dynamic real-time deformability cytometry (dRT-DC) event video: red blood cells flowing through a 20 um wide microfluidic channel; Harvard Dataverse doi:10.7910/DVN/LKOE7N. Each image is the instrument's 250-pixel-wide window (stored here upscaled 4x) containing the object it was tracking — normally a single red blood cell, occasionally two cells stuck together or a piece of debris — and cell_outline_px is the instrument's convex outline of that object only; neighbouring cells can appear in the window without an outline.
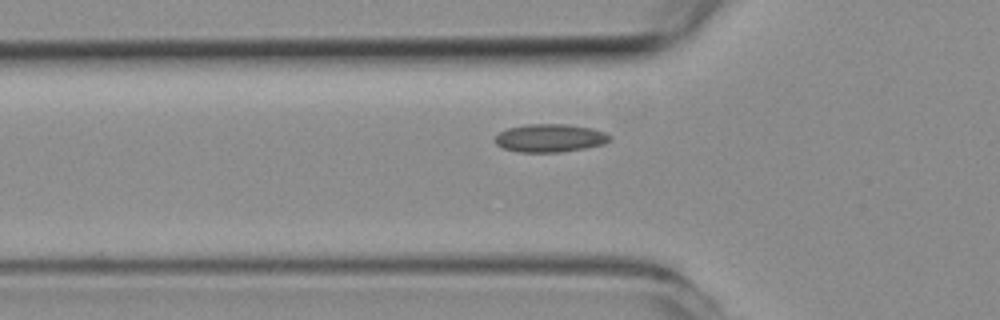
{"species": "common noctule bat (a hibernating species)", "species_latin": "Nyctalus noctula", "temperature_condition": "room temperature", "stored_images_in_passage": 38, "segment_of_instrument_passage": [1, 2], "camera_frame_rate_fps": 3000, "um_per_image_px": 0.085, "animal": {"sex": "female", "body_mass_g": 19.3, "forearm_length_mm": 54.1}, "frame": {"image": 1, "passage_image": 2, "time_ms": 0.333, "image_size_px": [1000, 320], "cell_outline_px": [[612, 140], [604, 144], [584, 148], [560, 152], [520, 152], [504, 148], [496, 144], [496, 136], [500, 132], [508, 128], [524, 124], [568, 124], [592, 128], [604, 132], [612, 136]], "centroid_in_image_um": [46.79, 11.72], "position_along_channel_um": 79.0, "area_um2": 18.79}}
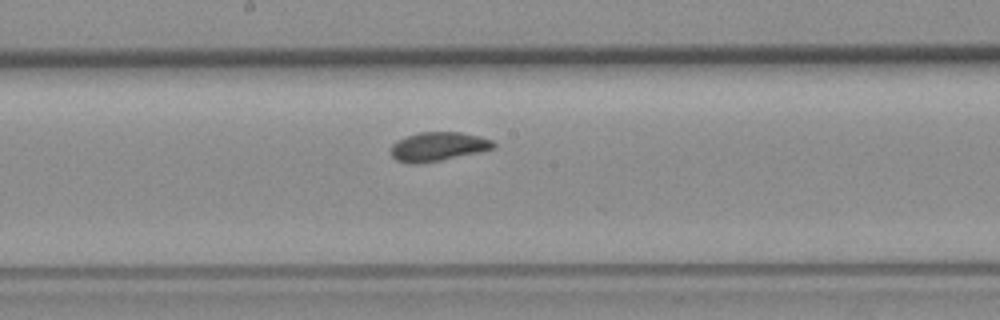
{"frame": {"image": 2, "passage_image": 12, "time_ms": 3.667, "image_size_px": [1000, 320], "cell_outline_px": [[496, 148], [440, 160], [416, 164], [408, 164], [396, 160], [392, 156], [392, 144], [408, 136], [420, 132], [460, 132], [480, 136], [492, 140], [496, 144]], "centroid_in_image_um": [37.26, 12.46], "position_along_channel_um": 210.9, "area_um2": 17.11}}
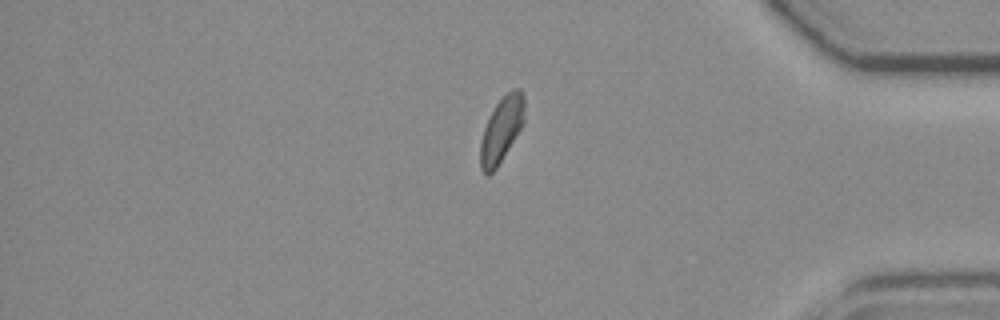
{"frame": {"image": 3, "passage_image": 28, "time_ms": 9.0, "image_size_px": [1000, 320], "cell_outline_px": [[524, 120], [520, 128], [496, 168], [488, 176], [480, 168], [480, 144], [484, 128], [496, 104], [512, 88], [520, 88], [524, 96]], "centroid_in_image_um": [42.62, 11.0], "position_along_channel_um": 392.6, "area_um2": 16.3}}